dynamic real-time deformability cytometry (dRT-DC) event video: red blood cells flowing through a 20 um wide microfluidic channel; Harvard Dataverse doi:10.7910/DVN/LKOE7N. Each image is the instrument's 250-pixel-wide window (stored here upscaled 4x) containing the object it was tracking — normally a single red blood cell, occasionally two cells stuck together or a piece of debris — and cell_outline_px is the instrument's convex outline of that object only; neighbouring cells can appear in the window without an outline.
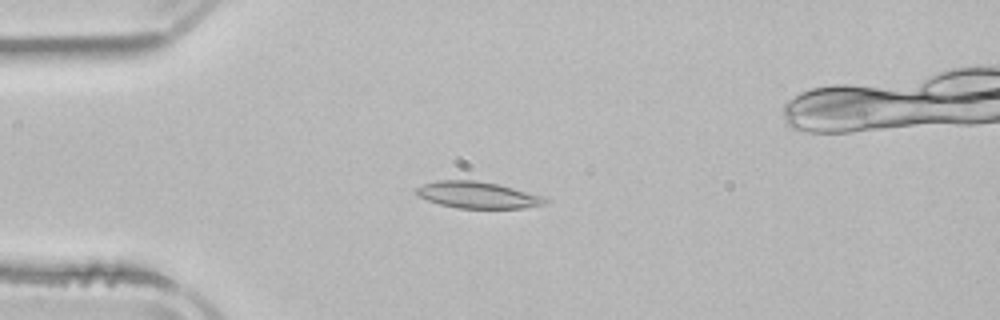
{"species": "common noctule bat (a hibernating species)", "species_latin": "Nyctalus noctula", "temperature_condition": "room temperature", "stored_images_in_passage": 5, "camera_frame_rate_fps": 3000, "um_per_image_px": 0.085, "animal": {"sex": "male", "body_mass_g": 21.5, "forearm_length_mm": 52.0}, "frame": {"image": 1, "passage_image": 4, "time_ms": 4.0, "image_size_px": [1000, 320], "cell_outline_px": [[548, 204], [524, 208], [460, 208], [440, 204], [428, 200], [420, 196], [416, 192], [416, 188], [424, 184], [436, 180], [476, 180], [496, 184], [544, 196], [548, 200]], "centroid_in_image_um": [40.64, 16.57], "position_along_channel_um": 44.4, "area_um2": 19.77}}
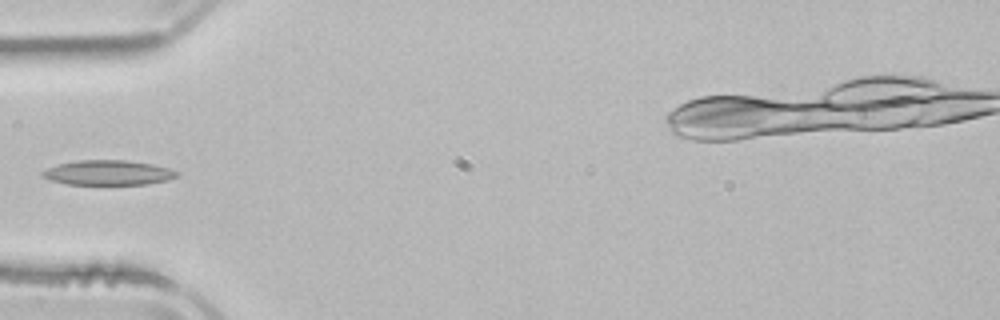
{"frame": {"image": 2, "passage_image": 5, "time_ms": 5.333, "image_size_px": [1000, 320], "cell_outline_px": [[180, 176], [168, 180], [148, 184], [68, 184], [52, 180], [40, 176], [40, 172], [56, 164], [76, 160], [128, 160], [152, 164], [168, 168], [180, 172]], "centroid_in_image_um": [9.21, 14.67], "position_along_channel_um": 75.8, "area_um2": 19.59}}